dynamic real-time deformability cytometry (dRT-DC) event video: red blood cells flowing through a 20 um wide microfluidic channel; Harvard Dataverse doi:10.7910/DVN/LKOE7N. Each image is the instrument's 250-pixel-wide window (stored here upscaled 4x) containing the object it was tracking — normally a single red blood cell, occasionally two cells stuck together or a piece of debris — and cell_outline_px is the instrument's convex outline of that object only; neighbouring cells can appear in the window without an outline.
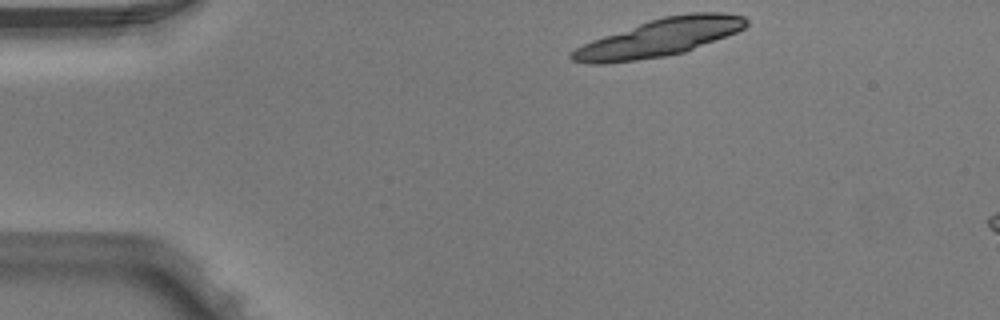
{"species": "Egyptian fruit bat (a non-hibernating species)", "species_latin": "Rousettus aegyptiacus", "temperature_condition": "warm", "stored_images_in_passage": 3, "camera_frame_rate_fps": 3000, "um_per_image_px": 0.085, "animal": {"sex": "male"}, "frame": {"image": 1, "passage_image": 1, "time_ms": 0.0, "image_size_px": [1000, 320], "cell_outline_px": [[748, 24], [744, 28], [736, 32], [684, 52], [664, 56], [636, 60], [604, 64], [592, 64], [572, 60], [568, 56], [576, 48], [592, 40], [664, 16], [692, 12], [720, 12], [744, 16], [748, 20]], "centroid_in_image_um": [56.08, 3.2], "position_along_channel_um": 28.9, "area_um2": 37.45}}
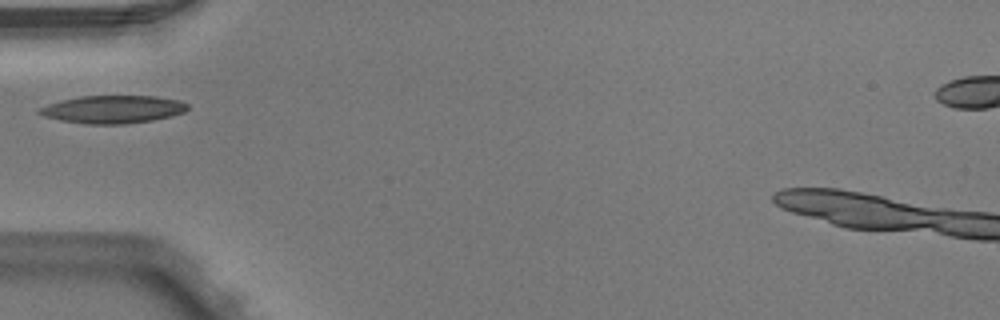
{"frame": {"image": 2, "passage_image": 3, "time_ms": 0.667, "image_size_px": [1000, 320], "cell_outline_px": [[188, 108], [184, 112], [172, 116], [152, 120], [124, 124], [88, 124], [60, 120], [44, 116], [36, 112], [40, 108], [48, 104], [80, 96], [156, 96], [180, 100], [188, 104]], "centroid_in_image_um": [9.63, 9.29], "position_along_channel_um": 75.4, "area_um2": 23.93}}